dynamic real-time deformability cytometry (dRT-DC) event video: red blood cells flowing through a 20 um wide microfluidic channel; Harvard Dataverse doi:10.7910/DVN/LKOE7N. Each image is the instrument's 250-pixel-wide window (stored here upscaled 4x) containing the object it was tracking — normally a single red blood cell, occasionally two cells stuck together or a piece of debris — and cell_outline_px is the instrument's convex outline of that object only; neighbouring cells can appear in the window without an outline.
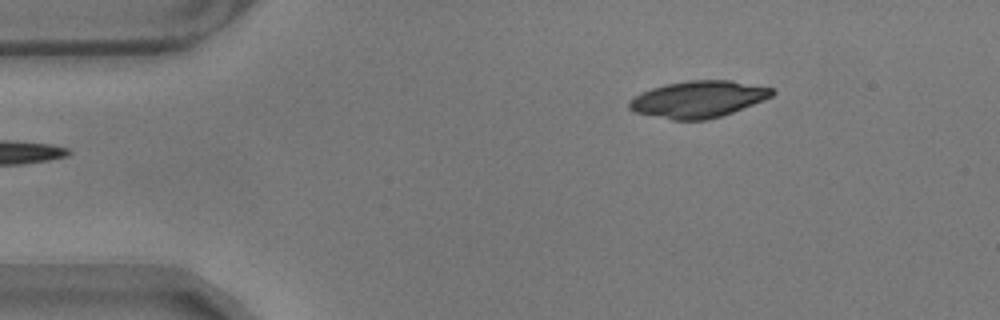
{"species": "common noctule bat (a hibernating species)", "species_latin": "Nyctalus noctula", "temperature_condition": "warm", "stored_images_in_passage": 49, "camera_frame_rate_fps": 3000, "um_per_image_px": 0.085, "animal": {"sex": "male", "body_mass_g": 17.9}, "frame": {"image": 1, "passage_image": 1, "time_ms": 0.0, "image_size_px": [1000, 320], "cell_outline_px": [[776, 92], [772, 96], [764, 100], [732, 112], [720, 116], [704, 120], [672, 120], [636, 112], [628, 108], [628, 100], [640, 92], [664, 84], [688, 80], [732, 80], [772, 88]], "centroid_in_image_um": [59.33, 8.42], "position_along_channel_um": 25.7, "area_um2": 30.58}}
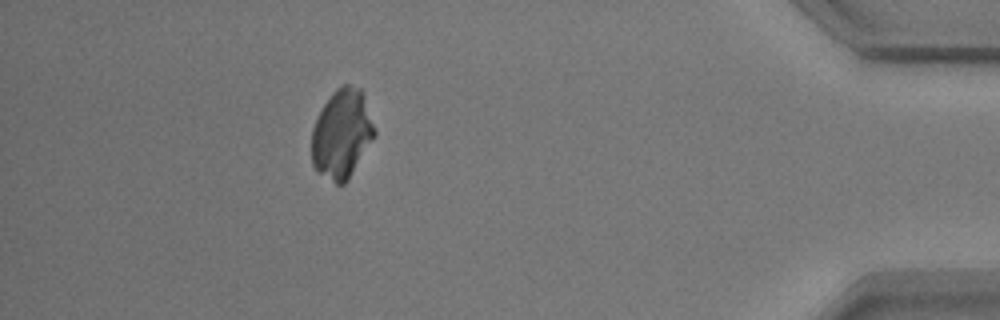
{"frame": {"image": 2, "passage_image": 43, "time_ms": 14.0, "image_size_px": [1000, 320], "cell_outline_px": [[376, 136], [348, 180], [344, 184], [336, 184], [316, 172], [312, 164], [312, 128], [324, 104], [332, 92], [336, 88], [344, 84], [348, 84], [360, 88], [364, 92], [376, 132]], "centroid_in_image_um": [29.07, 11.39], "position_along_channel_um": 406.1, "area_um2": 32.95}}